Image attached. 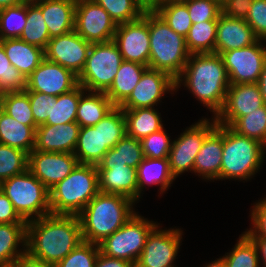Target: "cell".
<instances>
[{"label":"cell","mask_w":266,"mask_h":267,"mask_svg":"<svg viewBox=\"0 0 266 267\" xmlns=\"http://www.w3.org/2000/svg\"><path fill=\"white\" fill-rule=\"evenodd\" d=\"M81 242L78 216L49 214L27 222L26 251L55 266Z\"/></svg>","instance_id":"obj_1"},{"label":"cell","mask_w":266,"mask_h":267,"mask_svg":"<svg viewBox=\"0 0 266 267\" xmlns=\"http://www.w3.org/2000/svg\"><path fill=\"white\" fill-rule=\"evenodd\" d=\"M175 83L176 91L183 84L214 118L223 108L230 86L223 59L216 53L191 54Z\"/></svg>","instance_id":"obj_2"},{"label":"cell","mask_w":266,"mask_h":267,"mask_svg":"<svg viewBox=\"0 0 266 267\" xmlns=\"http://www.w3.org/2000/svg\"><path fill=\"white\" fill-rule=\"evenodd\" d=\"M135 202L118 194L99 192L78 215L83 241L99 244L136 213Z\"/></svg>","instance_id":"obj_3"},{"label":"cell","mask_w":266,"mask_h":267,"mask_svg":"<svg viewBox=\"0 0 266 267\" xmlns=\"http://www.w3.org/2000/svg\"><path fill=\"white\" fill-rule=\"evenodd\" d=\"M149 36L148 67L165 72L176 80L191 55L185 37L172 30L153 9H149Z\"/></svg>","instance_id":"obj_4"},{"label":"cell","mask_w":266,"mask_h":267,"mask_svg":"<svg viewBox=\"0 0 266 267\" xmlns=\"http://www.w3.org/2000/svg\"><path fill=\"white\" fill-rule=\"evenodd\" d=\"M98 193L97 166L78 163L67 177L49 190L51 214L78 216Z\"/></svg>","instance_id":"obj_5"},{"label":"cell","mask_w":266,"mask_h":267,"mask_svg":"<svg viewBox=\"0 0 266 267\" xmlns=\"http://www.w3.org/2000/svg\"><path fill=\"white\" fill-rule=\"evenodd\" d=\"M266 147L255 139L223 126V153L219 179L249 180L264 163ZM253 176V177H252Z\"/></svg>","instance_id":"obj_6"},{"label":"cell","mask_w":266,"mask_h":267,"mask_svg":"<svg viewBox=\"0 0 266 267\" xmlns=\"http://www.w3.org/2000/svg\"><path fill=\"white\" fill-rule=\"evenodd\" d=\"M0 189L26 222L51 214L49 190L28 169L3 181Z\"/></svg>","instance_id":"obj_7"},{"label":"cell","mask_w":266,"mask_h":267,"mask_svg":"<svg viewBox=\"0 0 266 267\" xmlns=\"http://www.w3.org/2000/svg\"><path fill=\"white\" fill-rule=\"evenodd\" d=\"M116 43H92L85 65L77 76L78 84L87 91L106 92L123 62Z\"/></svg>","instance_id":"obj_8"},{"label":"cell","mask_w":266,"mask_h":267,"mask_svg":"<svg viewBox=\"0 0 266 267\" xmlns=\"http://www.w3.org/2000/svg\"><path fill=\"white\" fill-rule=\"evenodd\" d=\"M157 225L136 212L119 230L98 244L99 250L109 257L124 259L135 265L148 235Z\"/></svg>","instance_id":"obj_9"},{"label":"cell","mask_w":266,"mask_h":267,"mask_svg":"<svg viewBox=\"0 0 266 267\" xmlns=\"http://www.w3.org/2000/svg\"><path fill=\"white\" fill-rule=\"evenodd\" d=\"M202 118L197 123L186 128L180 136L172 141L169 151V167L172 175L178 177L185 171H192L196 155L202 147L205 138L216 128L214 117Z\"/></svg>","instance_id":"obj_10"},{"label":"cell","mask_w":266,"mask_h":267,"mask_svg":"<svg viewBox=\"0 0 266 267\" xmlns=\"http://www.w3.org/2000/svg\"><path fill=\"white\" fill-rule=\"evenodd\" d=\"M265 40L221 54L230 85L257 83L266 62ZM263 44V45H262Z\"/></svg>","instance_id":"obj_11"},{"label":"cell","mask_w":266,"mask_h":267,"mask_svg":"<svg viewBox=\"0 0 266 267\" xmlns=\"http://www.w3.org/2000/svg\"><path fill=\"white\" fill-rule=\"evenodd\" d=\"M117 24L95 0H77L74 30L90 43L113 40Z\"/></svg>","instance_id":"obj_12"},{"label":"cell","mask_w":266,"mask_h":267,"mask_svg":"<svg viewBox=\"0 0 266 267\" xmlns=\"http://www.w3.org/2000/svg\"><path fill=\"white\" fill-rule=\"evenodd\" d=\"M113 41L118 46L124 61L148 66L150 56L149 9L136 20L117 25Z\"/></svg>","instance_id":"obj_13"},{"label":"cell","mask_w":266,"mask_h":267,"mask_svg":"<svg viewBox=\"0 0 266 267\" xmlns=\"http://www.w3.org/2000/svg\"><path fill=\"white\" fill-rule=\"evenodd\" d=\"M159 228V229H158ZM182 230H161L157 225L148 235L135 267H176L174 261L181 246Z\"/></svg>","instance_id":"obj_14"},{"label":"cell","mask_w":266,"mask_h":267,"mask_svg":"<svg viewBox=\"0 0 266 267\" xmlns=\"http://www.w3.org/2000/svg\"><path fill=\"white\" fill-rule=\"evenodd\" d=\"M77 164L74 153L33 150L28 154V170L48 190L67 177Z\"/></svg>","instance_id":"obj_15"},{"label":"cell","mask_w":266,"mask_h":267,"mask_svg":"<svg viewBox=\"0 0 266 267\" xmlns=\"http://www.w3.org/2000/svg\"><path fill=\"white\" fill-rule=\"evenodd\" d=\"M77 85V75L71 70L44 58L27 78L24 91L40 92L57 97L71 91Z\"/></svg>","instance_id":"obj_16"},{"label":"cell","mask_w":266,"mask_h":267,"mask_svg":"<svg viewBox=\"0 0 266 267\" xmlns=\"http://www.w3.org/2000/svg\"><path fill=\"white\" fill-rule=\"evenodd\" d=\"M91 44L73 30L51 38L44 50L45 58L71 70L78 76L85 65Z\"/></svg>","instance_id":"obj_17"},{"label":"cell","mask_w":266,"mask_h":267,"mask_svg":"<svg viewBox=\"0 0 266 267\" xmlns=\"http://www.w3.org/2000/svg\"><path fill=\"white\" fill-rule=\"evenodd\" d=\"M176 91L175 79L169 74L148 68L130 96L119 106L123 110L154 107L165 93Z\"/></svg>","instance_id":"obj_18"},{"label":"cell","mask_w":266,"mask_h":267,"mask_svg":"<svg viewBox=\"0 0 266 267\" xmlns=\"http://www.w3.org/2000/svg\"><path fill=\"white\" fill-rule=\"evenodd\" d=\"M264 105L257 83L230 85L221 111L215 117L217 124L232 126L240 117L249 115Z\"/></svg>","instance_id":"obj_19"},{"label":"cell","mask_w":266,"mask_h":267,"mask_svg":"<svg viewBox=\"0 0 266 267\" xmlns=\"http://www.w3.org/2000/svg\"><path fill=\"white\" fill-rule=\"evenodd\" d=\"M80 126L76 122L40 125L36 128L34 150L74 153Z\"/></svg>","instance_id":"obj_20"},{"label":"cell","mask_w":266,"mask_h":267,"mask_svg":"<svg viewBox=\"0 0 266 267\" xmlns=\"http://www.w3.org/2000/svg\"><path fill=\"white\" fill-rule=\"evenodd\" d=\"M259 38L243 19H236L221 13L217 21L215 52L222 54L256 43Z\"/></svg>","instance_id":"obj_21"},{"label":"cell","mask_w":266,"mask_h":267,"mask_svg":"<svg viewBox=\"0 0 266 267\" xmlns=\"http://www.w3.org/2000/svg\"><path fill=\"white\" fill-rule=\"evenodd\" d=\"M223 153V125L216 128L205 138L196 155L193 173L206 180H219Z\"/></svg>","instance_id":"obj_22"},{"label":"cell","mask_w":266,"mask_h":267,"mask_svg":"<svg viewBox=\"0 0 266 267\" xmlns=\"http://www.w3.org/2000/svg\"><path fill=\"white\" fill-rule=\"evenodd\" d=\"M99 192L125 196L138 201L137 170L127 165L98 169Z\"/></svg>","instance_id":"obj_23"},{"label":"cell","mask_w":266,"mask_h":267,"mask_svg":"<svg viewBox=\"0 0 266 267\" xmlns=\"http://www.w3.org/2000/svg\"><path fill=\"white\" fill-rule=\"evenodd\" d=\"M77 0H44L41 8L50 39L74 30Z\"/></svg>","instance_id":"obj_24"},{"label":"cell","mask_w":266,"mask_h":267,"mask_svg":"<svg viewBox=\"0 0 266 267\" xmlns=\"http://www.w3.org/2000/svg\"><path fill=\"white\" fill-rule=\"evenodd\" d=\"M6 56L27 79L45 58L44 49L29 44L20 38L0 40Z\"/></svg>","instance_id":"obj_25"},{"label":"cell","mask_w":266,"mask_h":267,"mask_svg":"<svg viewBox=\"0 0 266 267\" xmlns=\"http://www.w3.org/2000/svg\"><path fill=\"white\" fill-rule=\"evenodd\" d=\"M148 66L137 62L123 61L114 81L105 92L110 101L119 107L132 93Z\"/></svg>","instance_id":"obj_26"},{"label":"cell","mask_w":266,"mask_h":267,"mask_svg":"<svg viewBox=\"0 0 266 267\" xmlns=\"http://www.w3.org/2000/svg\"><path fill=\"white\" fill-rule=\"evenodd\" d=\"M16 121L0 108V143L23 150L27 154L34 150L36 128Z\"/></svg>","instance_id":"obj_27"},{"label":"cell","mask_w":266,"mask_h":267,"mask_svg":"<svg viewBox=\"0 0 266 267\" xmlns=\"http://www.w3.org/2000/svg\"><path fill=\"white\" fill-rule=\"evenodd\" d=\"M138 181V200L141 197L143 189L147 185H160V194L169 189L175 177L172 175L169 167V159H151L145 157L136 168ZM146 184V185H145Z\"/></svg>","instance_id":"obj_28"},{"label":"cell","mask_w":266,"mask_h":267,"mask_svg":"<svg viewBox=\"0 0 266 267\" xmlns=\"http://www.w3.org/2000/svg\"><path fill=\"white\" fill-rule=\"evenodd\" d=\"M114 107L115 105L105 92L85 90L80 96L76 123L80 127L94 126L107 116Z\"/></svg>","instance_id":"obj_29"},{"label":"cell","mask_w":266,"mask_h":267,"mask_svg":"<svg viewBox=\"0 0 266 267\" xmlns=\"http://www.w3.org/2000/svg\"><path fill=\"white\" fill-rule=\"evenodd\" d=\"M109 151L103 146L101 136V125L80 127L74 155L78 163L96 165Z\"/></svg>","instance_id":"obj_30"},{"label":"cell","mask_w":266,"mask_h":267,"mask_svg":"<svg viewBox=\"0 0 266 267\" xmlns=\"http://www.w3.org/2000/svg\"><path fill=\"white\" fill-rule=\"evenodd\" d=\"M26 239L27 223L0 224V266L13 264L26 252Z\"/></svg>","instance_id":"obj_31"},{"label":"cell","mask_w":266,"mask_h":267,"mask_svg":"<svg viewBox=\"0 0 266 267\" xmlns=\"http://www.w3.org/2000/svg\"><path fill=\"white\" fill-rule=\"evenodd\" d=\"M155 107L123 110L126 120L127 135L141 140L163 128L161 113Z\"/></svg>","instance_id":"obj_32"},{"label":"cell","mask_w":266,"mask_h":267,"mask_svg":"<svg viewBox=\"0 0 266 267\" xmlns=\"http://www.w3.org/2000/svg\"><path fill=\"white\" fill-rule=\"evenodd\" d=\"M176 33L186 37L192 26L188 8L182 0H165L152 8Z\"/></svg>","instance_id":"obj_33"},{"label":"cell","mask_w":266,"mask_h":267,"mask_svg":"<svg viewBox=\"0 0 266 267\" xmlns=\"http://www.w3.org/2000/svg\"><path fill=\"white\" fill-rule=\"evenodd\" d=\"M85 89L78 84L71 91L56 97L51 101V119L43 125H61L76 122V115L81 94Z\"/></svg>","instance_id":"obj_34"},{"label":"cell","mask_w":266,"mask_h":267,"mask_svg":"<svg viewBox=\"0 0 266 267\" xmlns=\"http://www.w3.org/2000/svg\"><path fill=\"white\" fill-rule=\"evenodd\" d=\"M217 33V21H203L192 24L185 37L190 54L214 53Z\"/></svg>","instance_id":"obj_35"},{"label":"cell","mask_w":266,"mask_h":267,"mask_svg":"<svg viewBox=\"0 0 266 267\" xmlns=\"http://www.w3.org/2000/svg\"><path fill=\"white\" fill-rule=\"evenodd\" d=\"M19 38L29 44L46 49L50 35L41 8L37 4L27 5L26 25Z\"/></svg>","instance_id":"obj_36"},{"label":"cell","mask_w":266,"mask_h":267,"mask_svg":"<svg viewBox=\"0 0 266 267\" xmlns=\"http://www.w3.org/2000/svg\"><path fill=\"white\" fill-rule=\"evenodd\" d=\"M0 108L21 124L37 126L25 91L0 94Z\"/></svg>","instance_id":"obj_37"},{"label":"cell","mask_w":266,"mask_h":267,"mask_svg":"<svg viewBox=\"0 0 266 267\" xmlns=\"http://www.w3.org/2000/svg\"><path fill=\"white\" fill-rule=\"evenodd\" d=\"M117 24L134 21L148 9L142 0H95Z\"/></svg>","instance_id":"obj_38"},{"label":"cell","mask_w":266,"mask_h":267,"mask_svg":"<svg viewBox=\"0 0 266 267\" xmlns=\"http://www.w3.org/2000/svg\"><path fill=\"white\" fill-rule=\"evenodd\" d=\"M231 128L238 134L259 141L266 147V105L240 117Z\"/></svg>","instance_id":"obj_39"},{"label":"cell","mask_w":266,"mask_h":267,"mask_svg":"<svg viewBox=\"0 0 266 267\" xmlns=\"http://www.w3.org/2000/svg\"><path fill=\"white\" fill-rule=\"evenodd\" d=\"M222 257L227 267H260L261 263L255 244L245 233L239 235L234 248Z\"/></svg>","instance_id":"obj_40"},{"label":"cell","mask_w":266,"mask_h":267,"mask_svg":"<svg viewBox=\"0 0 266 267\" xmlns=\"http://www.w3.org/2000/svg\"><path fill=\"white\" fill-rule=\"evenodd\" d=\"M27 5L20 3L0 10V40L19 38L26 25Z\"/></svg>","instance_id":"obj_41"},{"label":"cell","mask_w":266,"mask_h":267,"mask_svg":"<svg viewBox=\"0 0 266 267\" xmlns=\"http://www.w3.org/2000/svg\"><path fill=\"white\" fill-rule=\"evenodd\" d=\"M96 125H101L103 146L113 148L126 134V120L123 109L115 106Z\"/></svg>","instance_id":"obj_42"},{"label":"cell","mask_w":266,"mask_h":267,"mask_svg":"<svg viewBox=\"0 0 266 267\" xmlns=\"http://www.w3.org/2000/svg\"><path fill=\"white\" fill-rule=\"evenodd\" d=\"M28 169V154L18 148L0 143V184Z\"/></svg>","instance_id":"obj_43"},{"label":"cell","mask_w":266,"mask_h":267,"mask_svg":"<svg viewBox=\"0 0 266 267\" xmlns=\"http://www.w3.org/2000/svg\"><path fill=\"white\" fill-rule=\"evenodd\" d=\"M26 86L27 79L11 65L0 43V94L6 92H22Z\"/></svg>","instance_id":"obj_44"},{"label":"cell","mask_w":266,"mask_h":267,"mask_svg":"<svg viewBox=\"0 0 266 267\" xmlns=\"http://www.w3.org/2000/svg\"><path fill=\"white\" fill-rule=\"evenodd\" d=\"M99 246L83 241L54 267H94Z\"/></svg>","instance_id":"obj_45"},{"label":"cell","mask_w":266,"mask_h":267,"mask_svg":"<svg viewBox=\"0 0 266 267\" xmlns=\"http://www.w3.org/2000/svg\"><path fill=\"white\" fill-rule=\"evenodd\" d=\"M187 8L192 23L203 21H218L222 13L221 3L218 0H182Z\"/></svg>","instance_id":"obj_46"},{"label":"cell","mask_w":266,"mask_h":267,"mask_svg":"<svg viewBox=\"0 0 266 267\" xmlns=\"http://www.w3.org/2000/svg\"><path fill=\"white\" fill-rule=\"evenodd\" d=\"M164 127L140 140L144 157L162 159L169 156L172 141Z\"/></svg>","instance_id":"obj_47"},{"label":"cell","mask_w":266,"mask_h":267,"mask_svg":"<svg viewBox=\"0 0 266 267\" xmlns=\"http://www.w3.org/2000/svg\"><path fill=\"white\" fill-rule=\"evenodd\" d=\"M114 149L119 151L120 159L131 168H137L145 158L140 140L127 134L114 146Z\"/></svg>","instance_id":"obj_48"},{"label":"cell","mask_w":266,"mask_h":267,"mask_svg":"<svg viewBox=\"0 0 266 267\" xmlns=\"http://www.w3.org/2000/svg\"><path fill=\"white\" fill-rule=\"evenodd\" d=\"M26 93L29 96L30 106L36 125L40 126L45 124L47 119H51V101H55L56 97L40 92Z\"/></svg>","instance_id":"obj_49"},{"label":"cell","mask_w":266,"mask_h":267,"mask_svg":"<svg viewBox=\"0 0 266 267\" xmlns=\"http://www.w3.org/2000/svg\"><path fill=\"white\" fill-rule=\"evenodd\" d=\"M245 21L259 39L266 41V0H253Z\"/></svg>","instance_id":"obj_50"},{"label":"cell","mask_w":266,"mask_h":267,"mask_svg":"<svg viewBox=\"0 0 266 267\" xmlns=\"http://www.w3.org/2000/svg\"><path fill=\"white\" fill-rule=\"evenodd\" d=\"M250 216L253 227L243 233L248 237L266 238V198L260 199L254 204Z\"/></svg>","instance_id":"obj_51"},{"label":"cell","mask_w":266,"mask_h":267,"mask_svg":"<svg viewBox=\"0 0 266 267\" xmlns=\"http://www.w3.org/2000/svg\"><path fill=\"white\" fill-rule=\"evenodd\" d=\"M253 0H225L221 3L222 14L231 18L245 20Z\"/></svg>","instance_id":"obj_52"},{"label":"cell","mask_w":266,"mask_h":267,"mask_svg":"<svg viewBox=\"0 0 266 267\" xmlns=\"http://www.w3.org/2000/svg\"><path fill=\"white\" fill-rule=\"evenodd\" d=\"M27 223L14 209L12 202L0 189V224Z\"/></svg>","instance_id":"obj_53"},{"label":"cell","mask_w":266,"mask_h":267,"mask_svg":"<svg viewBox=\"0 0 266 267\" xmlns=\"http://www.w3.org/2000/svg\"><path fill=\"white\" fill-rule=\"evenodd\" d=\"M94 267H135L127 260L109 257L99 251Z\"/></svg>","instance_id":"obj_54"},{"label":"cell","mask_w":266,"mask_h":267,"mask_svg":"<svg viewBox=\"0 0 266 267\" xmlns=\"http://www.w3.org/2000/svg\"><path fill=\"white\" fill-rule=\"evenodd\" d=\"M126 165L119 157V151L111 148L104 155L101 161L97 164V169H109L111 166H123Z\"/></svg>","instance_id":"obj_55"},{"label":"cell","mask_w":266,"mask_h":267,"mask_svg":"<svg viewBox=\"0 0 266 267\" xmlns=\"http://www.w3.org/2000/svg\"><path fill=\"white\" fill-rule=\"evenodd\" d=\"M16 267H54L51 264L31 256L27 251L13 263Z\"/></svg>","instance_id":"obj_56"},{"label":"cell","mask_w":266,"mask_h":267,"mask_svg":"<svg viewBox=\"0 0 266 267\" xmlns=\"http://www.w3.org/2000/svg\"><path fill=\"white\" fill-rule=\"evenodd\" d=\"M255 244L259 261L263 262L264 267H266V238L265 237H249ZM261 257V258H260Z\"/></svg>","instance_id":"obj_57"},{"label":"cell","mask_w":266,"mask_h":267,"mask_svg":"<svg viewBox=\"0 0 266 267\" xmlns=\"http://www.w3.org/2000/svg\"><path fill=\"white\" fill-rule=\"evenodd\" d=\"M257 84L262 94L264 104L266 105V62L264 63L263 70L261 71Z\"/></svg>","instance_id":"obj_58"},{"label":"cell","mask_w":266,"mask_h":267,"mask_svg":"<svg viewBox=\"0 0 266 267\" xmlns=\"http://www.w3.org/2000/svg\"><path fill=\"white\" fill-rule=\"evenodd\" d=\"M22 3V0H0V10Z\"/></svg>","instance_id":"obj_59"},{"label":"cell","mask_w":266,"mask_h":267,"mask_svg":"<svg viewBox=\"0 0 266 267\" xmlns=\"http://www.w3.org/2000/svg\"><path fill=\"white\" fill-rule=\"evenodd\" d=\"M204 267H227L223 257L212 261L211 263L205 265Z\"/></svg>","instance_id":"obj_60"},{"label":"cell","mask_w":266,"mask_h":267,"mask_svg":"<svg viewBox=\"0 0 266 267\" xmlns=\"http://www.w3.org/2000/svg\"><path fill=\"white\" fill-rule=\"evenodd\" d=\"M165 0H147V8L152 9L156 4Z\"/></svg>","instance_id":"obj_61"},{"label":"cell","mask_w":266,"mask_h":267,"mask_svg":"<svg viewBox=\"0 0 266 267\" xmlns=\"http://www.w3.org/2000/svg\"><path fill=\"white\" fill-rule=\"evenodd\" d=\"M43 1L44 0H22V3L26 4V5H35V4H39Z\"/></svg>","instance_id":"obj_62"},{"label":"cell","mask_w":266,"mask_h":267,"mask_svg":"<svg viewBox=\"0 0 266 267\" xmlns=\"http://www.w3.org/2000/svg\"><path fill=\"white\" fill-rule=\"evenodd\" d=\"M0 267H16L14 264L11 265H4V266H0Z\"/></svg>","instance_id":"obj_63"},{"label":"cell","mask_w":266,"mask_h":267,"mask_svg":"<svg viewBox=\"0 0 266 267\" xmlns=\"http://www.w3.org/2000/svg\"><path fill=\"white\" fill-rule=\"evenodd\" d=\"M142 2H143L144 5L147 7V0H142Z\"/></svg>","instance_id":"obj_64"}]
</instances>
